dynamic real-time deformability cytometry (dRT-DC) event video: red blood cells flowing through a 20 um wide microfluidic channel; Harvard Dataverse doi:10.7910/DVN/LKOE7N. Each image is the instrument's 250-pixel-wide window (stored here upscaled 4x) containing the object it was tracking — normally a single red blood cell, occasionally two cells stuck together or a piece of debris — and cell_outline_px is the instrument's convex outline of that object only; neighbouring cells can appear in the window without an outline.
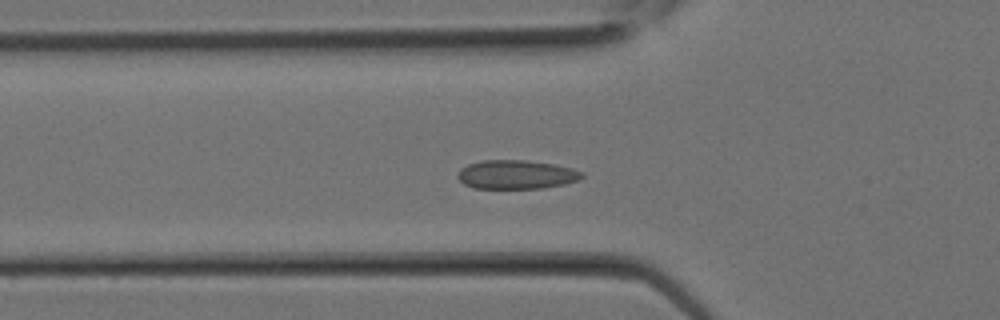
{"species": "Egyptian fruit bat (a non-hibernating species)", "species_latin": "Rousettus aegyptiacus", "temperature_condition": "room temperature", "stored_images_in_passage": 15, "camera_frame_rate_fps": 3000, "um_per_image_px": 0.085, "animal": {"sex": "female"}, "frame": {"image": 1, "passage_image": 8, "time_ms": 2.333, "image_size_px": [1000, 320], "cell_outline_px": [[584, 176], [576, 180], [564, 184], [544, 188], [472, 188], [464, 184], [456, 176], [460, 168], [468, 164], [480, 160], [524, 160], [556, 164], [572, 168], [584, 172]], "centroid_in_image_um": [43.87, 14.83], "position_along_channel_um": 81.9, "area_um2": 21.04}}
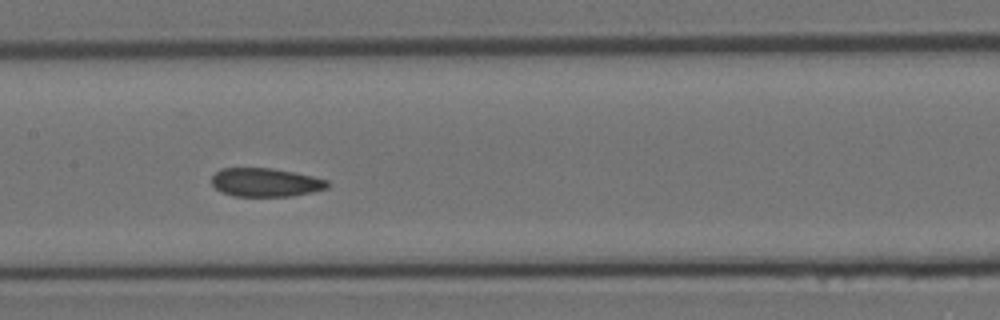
{"frame": {"image": 2, "passage_image": 12, "time_ms": 3.667, "image_size_px": [1000, 320], "cell_outline_px": [[328, 188], [312, 192], [292, 196], [232, 196], [220, 192], [212, 184], [212, 176], [220, 168], [272, 168], [312, 176], [328, 180]], "centroid_in_image_um": [22.55, 15.51], "position_along_channel_um": 184.9, "area_um2": 19.31}}
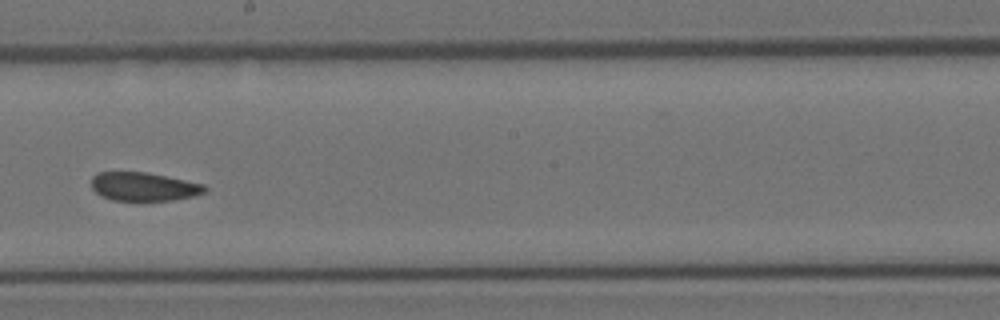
{"frame": {"image": 3, "passage_image": 14, "time_ms": 4.333, "image_size_px": [1000, 320], "cell_outline_px": [[208, 188], [204, 192], [192, 196], [172, 200], [112, 200], [100, 196], [92, 188], [92, 176], [96, 172], [144, 172], [204, 184]], "centroid_in_image_um": [12.17, 15.86], "position_along_channel_um": 236.0, "area_um2": 18.67}}